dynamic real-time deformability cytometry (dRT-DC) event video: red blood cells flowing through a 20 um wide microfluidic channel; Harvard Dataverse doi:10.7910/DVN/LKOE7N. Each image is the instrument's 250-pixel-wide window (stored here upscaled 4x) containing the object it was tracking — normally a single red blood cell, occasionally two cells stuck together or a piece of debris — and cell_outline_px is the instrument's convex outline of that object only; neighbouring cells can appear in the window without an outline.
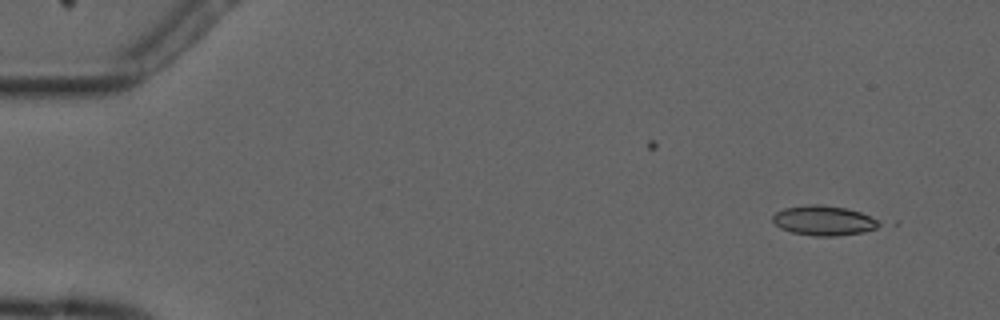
{"species": "common noctule bat (a hibernating species)", "species_latin": "Nyctalus noctula", "temperature_condition": "cold", "stored_images_in_passage": 5, "camera_frame_rate_fps": 3000, "um_per_image_px": 0.085, "animal": {"sex": "male", "forearm_length_mm": 52.5}, "frame": {"image": 1, "passage_image": 2, "time_ms": 1.0, "image_size_px": [1000, 320], "cell_outline_px": [[884, 224], [876, 228], [864, 232], [836, 236], [812, 236], [792, 232], [780, 228], [772, 220], [772, 216], [776, 212], [784, 208], [808, 204], [820, 204], [848, 208], [860, 212], [880, 220]], "centroid_in_image_um": [70.05, 18.74], "position_along_channel_um": 14.9, "area_um2": 18.73}}